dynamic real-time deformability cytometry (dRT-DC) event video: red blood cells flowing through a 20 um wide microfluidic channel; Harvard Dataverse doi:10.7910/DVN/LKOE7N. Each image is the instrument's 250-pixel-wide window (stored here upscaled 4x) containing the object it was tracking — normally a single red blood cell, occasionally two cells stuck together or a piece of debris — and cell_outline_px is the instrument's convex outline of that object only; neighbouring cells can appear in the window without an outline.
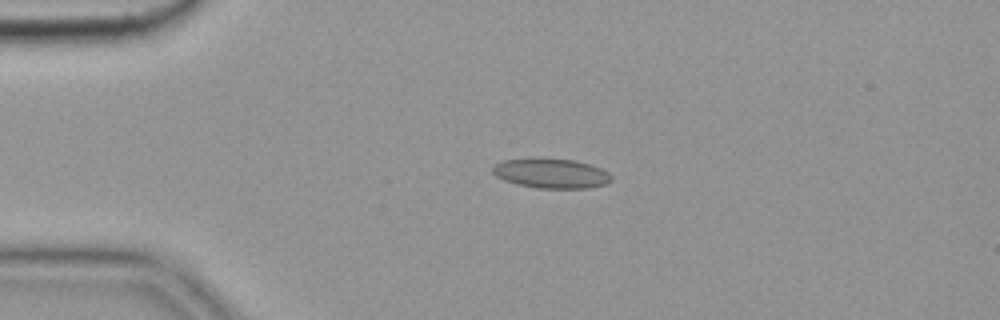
{"species": "common noctule bat (a hibernating species)", "species_latin": "Nyctalus noctula", "temperature_condition": "cold", "stored_images_in_passage": 3, "camera_frame_rate_fps": 3000, "um_per_image_px": 0.085, "animal": {"sex": "female", "body_mass_g": 19.9}, "frame": {"image": 1, "passage_image": 2, "time_ms": 0.333, "image_size_px": [1000, 320], "cell_outline_px": [[612, 180], [604, 184], [588, 188], [540, 188], [516, 184], [504, 180], [496, 176], [492, 172], [492, 164], [504, 160], [532, 156], [572, 160], [588, 164], [600, 168], [608, 172], [612, 176]], "centroid_in_image_um": [46.78, 14.7], "position_along_channel_um": 38.2, "area_um2": 20.92}}